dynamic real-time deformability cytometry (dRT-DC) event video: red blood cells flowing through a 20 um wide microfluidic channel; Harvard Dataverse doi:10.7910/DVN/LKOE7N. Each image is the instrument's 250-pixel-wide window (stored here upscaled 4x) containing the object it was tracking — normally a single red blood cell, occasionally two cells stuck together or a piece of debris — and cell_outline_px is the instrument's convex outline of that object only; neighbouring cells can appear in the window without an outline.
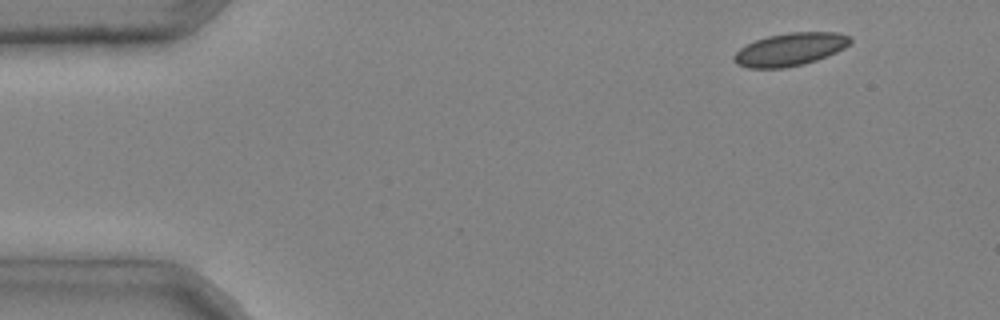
{"species": "common noctule bat (a hibernating species)", "species_latin": "Nyctalus noctula", "temperature_condition": "cold", "stored_images_in_passage": 4, "camera_frame_rate_fps": 3000, "um_per_image_px": 0.085, "animal": {"sex": "male", "body_mass_g": 20.4}, "frame": {"image": 1, "passage_image": 1, "time_ms": 0.0, "image_size_px": [1000, 320], "cell_outline_px": [[852, 40], [844, 48], [836, 52], [816, 60], [804, 64], [784, 68], [748, 68], [736, 64], [732, 60], [732, 56], [740, 48], [756, 40], [768, 36], [788, 32], [836, 32], [852, 36]], "centroid_in_image_um": [67.15, 4.2], "position_along_channel_um": 17.9, "area_um2": 22.31}}
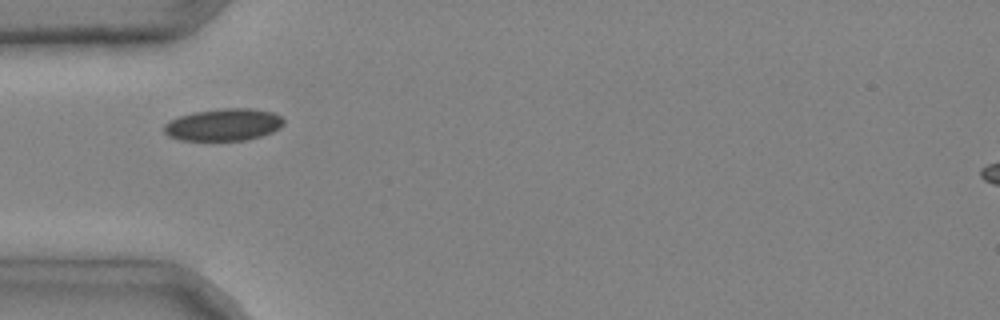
{"frame": {"image": 2, "passage_image": 3, "time_ms": 0.667, "image_size_px": [1000, 320], "cell_outline_px": [[284, 124], [280, 128], [272, 132], [260, 136], [244, 140], [180, 140], [168, 136], [164, 132], [164, 124], [168, 120], [192, 112], [224, 108], [248, 108], [272, 112], [280, 116], [284, 120]], "centroid_in_image_um": [18.98, 10.59], "position_along_channel_um": 66.0, "area_um2": 22.43}}